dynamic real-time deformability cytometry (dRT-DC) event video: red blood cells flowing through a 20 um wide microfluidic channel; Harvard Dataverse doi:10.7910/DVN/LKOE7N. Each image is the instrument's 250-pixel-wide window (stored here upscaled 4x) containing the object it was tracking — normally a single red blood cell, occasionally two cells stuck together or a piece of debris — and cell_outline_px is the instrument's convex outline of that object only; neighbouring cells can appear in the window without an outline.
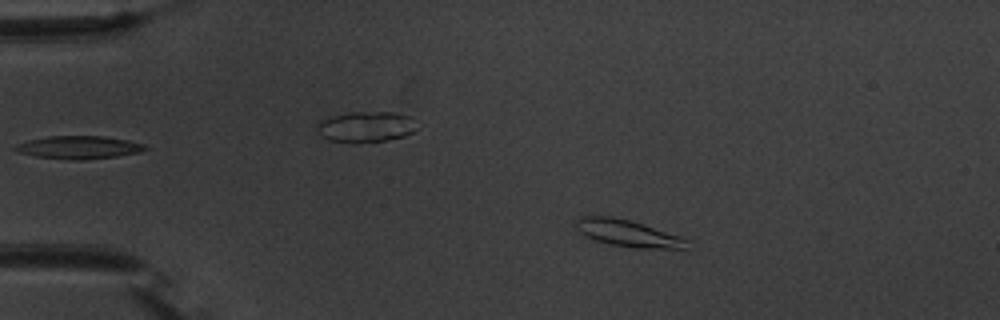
{"species": "common noctule bat (a hibernating species)", "species_latin": "Nyctalus noctula", "temperature_condition": "warm", "stored_images_in_passage": 50, "camera_frame_rate_fps": 3000, "um_per_image_px": 0.085, "animal": {"sex": "male", "body_mass_g": 20.1, "forearm_length_mm": 53.5}, "frame": {"image": 1, "passage_image": 5, "time_ms": 1.333, "image_size_px": [1000, 320], "cell_outline_px": [[688, 240], [684, 248], [636, 248], [608, 244], [592, 240], [584, 236], [576, 228], [576, 220], [580, 216], [612, 216], [628, 220], [680, 236]], "centroid_in_image_um": [53.27, 19.83], "position_along_channel_um": 31.7, "area_um2": 17.11}}
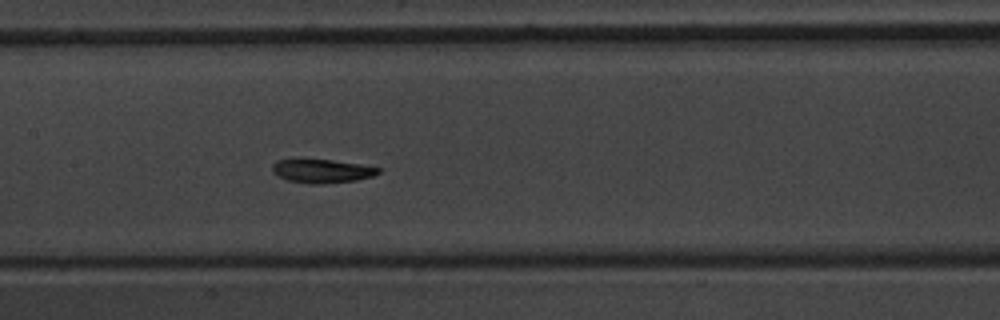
{"frame": {"image": 2, "passage_image": 22, "time_ms": 7.0, "image_size_px": [1000, 320], "cell_outline_px": [[380, 172], [372, 176], [356, 180], [320, 184], [308, 184], [288, 180], [272, 172], [272, 164], [276, 160], [332, 160], [360, 164], [380, 168]], "centroid_in_image_um": [27.36, 14.54], "position_along_channel_um": 180.0, "area_um2": 14.39}}
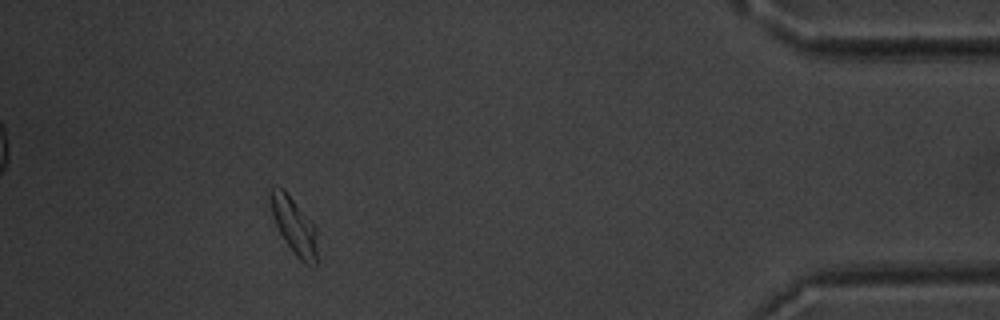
{"frame": {"image": 3, "passage_image": 45, "time_ms": 14.667, "image_size_px": [1000, 320], "cell_outline_px": [[316, 268], [304, 264], [296, 256], [284, 240], [276, 224], [268, 200], [268, 192], [276, 184], [284, 188], [316, 228]], "centroid_in_image_um": [24.97, 19.17], "position_along_channel_um": 410.2, "area_um2": 15.55}, "authors_computed_cell_mechanics": {"area_um2": 15.2881, "velocity_mm_per_s": 3.6715, "shape_relaxation_time_tau1_ms": 2.4795, "shape_relaxation_time_tau2_ms": null, "deformation_change_tau1": 0.1381, "deformation_change_tau2": null}}